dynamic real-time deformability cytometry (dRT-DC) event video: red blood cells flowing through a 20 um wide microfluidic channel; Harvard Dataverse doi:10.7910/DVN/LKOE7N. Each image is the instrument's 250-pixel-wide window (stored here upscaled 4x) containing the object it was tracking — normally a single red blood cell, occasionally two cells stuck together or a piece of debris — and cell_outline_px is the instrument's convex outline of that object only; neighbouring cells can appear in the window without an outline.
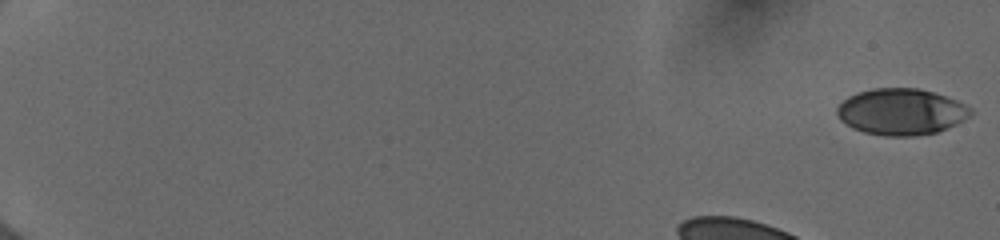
{"species": "human", "species_latin": "Homo sapiens", "temperature_condition": "cold", "stored_images_in_passage": 46, "camera_frame_rate_fps": 3000, "um_per_image_px": 0.085, "donor": {"sex": "female"}, "frame": {"image": 1, "passage_image": 1, "time_ms": 0.0, "image_size_px": [1000, 240], "cell_outline_px": [[972, 112], [964, 120], [948, 128], [936, 132], [916, 136], [884, 136], [864, 132], [852, 128], [840, 120], [836, 112], [836, 108], [848, 96], [856, 92], [872, 88], [920, 88], [956, 100], [972, 108]], "centroid_in_image_um": [76.58, 9.5], "position_along_channel_um": 8.4, "area_um2": 36.18}}
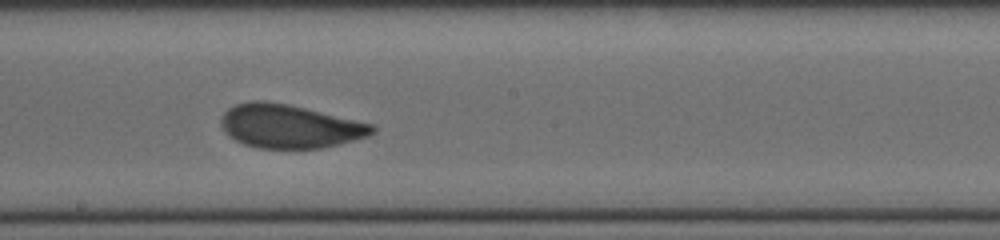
{"frame": {"image": 2, "passage_image": 28, "time_ms": 9.0, "image_size_px": [1000, 240], "cell_outline_px": [[376, 132], [368, 136], [356, 140], [340, 144], [320, 148], [256, 148], [244, 144], [228, 136], [224, 132], [220, 124], [220, 120], [224, 112], [228, 108], [236, 104], [252, 100], [264, 100], [288, 104], [376, 124]], "centroid_in_image_um": [24.63, 10.73], "position_along_channel_um": 223.6, "area_um2": 38.78}}
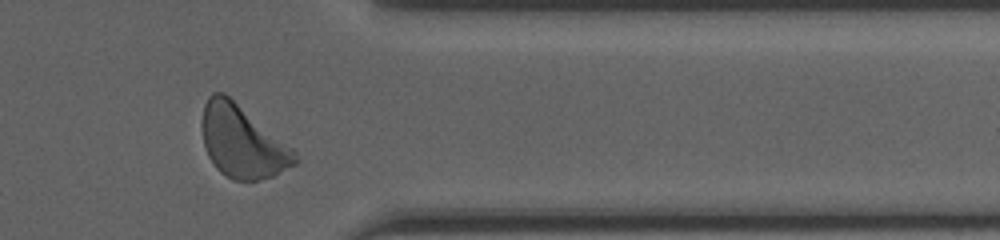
{"frame": {"image": 3, "passage_image": 41, "time_ms": 13.333, "image_size_px": [1000, 240], "cell_outline_px": [[300, 160], [296, 164], [272, 176], [260, 180], [232, 180], [220, 172], [216, 168], [208, 156], [204, 144], [200, 124], [204, 104], [208, 96], [212, 92], [224, 92], [292, 148]], "centroid_in_image_um": [20.56, 12.04], "position_along_channel_um": 390.8, "area_um2": 39.02}, "authors_computed_cell_mechanics": {"area_um2": 38.1769, "velocity_mm_per_s": 3.9678, "shape_relaxation_time_tau1_ms": 5.467, "shape_relaxation_time_tau2_ms": 0.966, "deformation_change_tau1": 0.1605, "deformation_change_tau2": 0.0615}}